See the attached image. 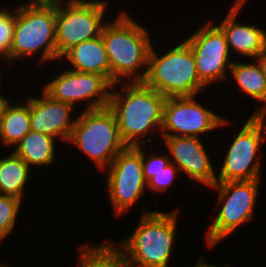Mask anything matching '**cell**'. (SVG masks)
I'll use <instances>...</instances> for the list:
<instances>
[{
	"mask_svg": "<svg viewBox=\"0 0 266 267\" xmlns=\"http://www.w3.org/2000/svg\"><path fill=\"white\" fill-rule=\"evenodd\" d=\"M34 94H30V130L66 145L78 116L77 109L69 103L53 100L43 90L38 93L40 95Z\"/></svg>",
	"mask_w": 266,
	"mask_h": 267,
	"instance_id": "obj_15",
	"label": "cell"
},
{
	"mask_svg": "<svg viewBox=\"0 0 266 267\" xmlns=\"http://www.w3.org/2000/svg\"><path fill=\"white\" fill-rule=\"evenodd\" d=\"M153 146L156 145L149 146L150 150L147 149L148 146H142L143 171H158L164 169L171 163L168 152H165V150L164 152L163 150H161L162 152H159L157 148ZM154 150H156V152Z\"/></svg>",
	"mask_w": 266,
	"mask_h": 267,
	"instance_id": "obj_26",
	"label": "cell"
},
{
	"mask_svg": "<svg viewBox=\"0 0 266 267\" xmlns=\"http://www.w3.org/2000/svg\"><path fill=\"white\" fill-rule=\"evenodd\" d=\"M76 267H129L124 254L105 237L100 243L79 244Z\"/></svg>",
	"mask_w": 266,
	"mask_h": 267,
	"instance_id": "obj_22",
	"label": "cell"
},
{
	"mask_svg": "<svg viewBox=\"0 0 266 267\" xmlns=\"http://www.w3.org/2000/svg\"><path fill=\"white\" fill-rule=\"evenodd\" d=\"M61 0H27L25 3H56Z\"/></svg>",
	"mask_w": 266,
	"mask_h": 267,
	"instance_id": "obj_31",
	"label": "cell"
},
{
	"mask_svg": "<svg viewBox=\"0 0 266 267\" xmlns=\"http://www.w3.org/2000/svg\"><path fill=\"white\" fill-rule=\"evenodd\" d=\"M59 62L70 70L102 75L110 82V65L102 36L72 46Z\"/></svg>",
	"mask_w": 266,
	"mask_h": 267,
	"instance_id": "obj_17",
	"label": "cell"
},
{
	"mask_svg": "<svg viewBox=\"0 0 266 267\" xmlns=\"http://www.w3.org/2000/svg\"><path fill=\"white\" fill-rule=\"evenodd\" d=\"M254 59L257 61L262 73L266 77V48Z\"/></svg>",
	"mask_w": 266,
	"mask_h": 267,
	"instance_id": "obj_28",
	"label": "cell"
},
{
	"mask_svg": "<svg viewBox=\"0 0 266 267\" xmlns=\"http://www.w3.org/2000/svg\"><path fill=\"white\" fill-rule=\"evenodd\" d=\"M0 63H1V60H0ZM5 62L4 61H2V63L0 64L1 66H0V68L2 67V65L4 64ZM5 73H6V71L3 73V71H1V69H0V88L3 86V84H1V83H3V81L5 82V80H3V78H4V76H5ZM3 90H2V88L0 89V93H3L2 92Z\"/></svg>",
	"mask_w": 266,
	"mask_h": 267,
	"instance_id": "obj_32",
	"label": "cell"
},
{
	"mask_svg": "<svg viewBox=\"0 0 266 267\" xmlns=\"http://www.w3.org/2000/svg\"><path fill=\"white\" fill-rule=\"evenodd\" d=\"M198 96L166 98L161 137L204 139L203 136L206 138L210 132H216L214 130H221L222 127L223 132L226 126L232 123L235 125V122L223 116L224 113L219 114L215 109L207 107L205 101L199 100Z\"/></svg>",
	"mask_w": 266,
	"mask_h": 267,
	"instance_id": "obj_12",
	"label": "cell"
},
{
	"mask_svg": "<svg viewBox=\"0 0 266 267\" xmlns=\"http://www.w3.org/2000/svg\"><path fill=\"white\" fill-rule=\"evenodd\" d=\"M23 201L11 195H0V240L3 242L17 230V223Z\"/></svg>",
	"mask_w": 266,
	"mask_h": 267,
	"instance_id": "obj_23",
	"label": "cell"
},
{
	"mask_svg": "<svg viewBox=\"0 0 266 267\" xmlns=\"http://www.w3.org/2000/svg\"><path fill=\"white\" fill-rule=\"evenodd\" d=\"M165 101L163 95L144 82L112 85L108 107L116 117L120 137L126 146L153 145L152 140L157 137L161 141Z\"/></svg>",
	"mask_w": 266,
	"mask_h": 267,
	"instance_id": "obj_1",
	"label": "cell"
},
{
	"mask_svg": "<svg viewBox=\"0 0 266 267\" xmlns=\"http://www.w3.org/2000/svg\"><path fill=\"white\" fill-rule=\"evenodd\" d=\"M180 174V175H179ZM143 176L147 182V190L152 194H164L175 187L181 176L180 170L171 162L167 167L158 171H143ZM164 192V193H163Z\"/></svg>",
	"mask_w": 266,
	"mask_h": 267,
	"instance_id": "obj_24",
	"label": "cell"
},
{
	"mask_svg": "<svg viewBox=\"0 0 266 267\" xmlns=\"http://www.w3.org/2000/svg\"><path fill=\"white\" fill-rule=\"evenodd\" d=\"M119 9L101 33L110 65V83L143 82L153 44L151 30L136 21L130 11Z\"/></svg>",
	"mask_w": 266,
	"mask_h": 267,
	"instance_id": "obj_2",
	"label": "cell"
},
{
	"mask_svg": "<svg viewBox=\"0 0 266 267\" xmlns=\"http://www.w3.org/2000/svg\"><path fill=\"white\" fill-rule=\"evenodd\" d=\"M261 180L226 181L215 183L210 190L215 191L216 202L211 210V222L205 230V245L209 251L231 237L243 225L252 223L257 209V198L262 188ZM216 213V214H215ZM213 217V218H212Z\"/></svg>",
	"mask_w": 266,
	"mask_h": 267,
	"instance_id": "obj_6",
	"label": "cell"
},
{
	"mask_svg": "<svg viewBox=\"0 0 266 267\" xmlns=\"http://www.w3.org/2000/svg\"><path fill=\"white\" fill-rule=\"evenodd\" d=\"M58 144L59 142L51 136L30 130L12 151L33 171L42 170L43 167L46 169L55 165L59 154L57 152L62 147Z\"/></svg>",
	"mask_w": 266,
	"mask_h": 267,
	"instance_id": "obj_19",
	"label": "cell"
},
{
	"mask_svg": "<svg viewBox=\"0 0 266 267\" xmlns=\"http://www.w3.org/2000/svg\"><path fill=\"white\" fill-rule=\"evenodd\" d=\"M203 24V25H202ZM182 38L191 48L195 57L200 80L209 88L225 83L234 59L231 56L222 29L209 18Z\"/></svg>",
	"mask_w": 266,
	"mask_h": 267,
	"instance_id": "obj_13",
	"label": "cell"
},
{
	"mask_svg": "<svg viewBox=\"0 0 266 267\" xmlns=\"http://www.w3.org/2000/svg\"><path fill=\"white\" fill-rule=\"evenodd\" d=\"M0 267H12L11 265H9L8 263H4L0 260Z\"/></svg>",
	"mask_w": 266,
	"mask_h": 267,
	"instance_id": "obj_34",
	"label": "cell"
},
{
	"mask_svg": "<svg viewBox=\"0 0 266 267\" xmlns=\"http://www.w3.org/2000/svg\"><path fill=\"white\" fill-rule=\"evenodd\" d=\"M198 261L197 262H195V264H192V266L191 267H231L229 264L230 263H228V264H224V265H216V264H214V263H210V262H208L207 260L208 259H206L205 258V255H200V258L199 259H197Z\"/></svg>",
	"mask_w": 266,
	"mask_h": 267,
	"instance_id": "obj_27",
	"label": "cell"
},
{
	"mask_svg": "<svg viewBox=\"0 0 266 267\" xmlns=\"http://www.w3.org/2000/svg\"><path fill=\"white\" fill-rule=\"evenodd\" d=\"M165 150L168 152L171 162L180 170L181 175L188 176V181H194L195 186L211 187L216 183V167L211 158V152L205 144L206 139L197 137H161ZM213 161V163H212ZM204 184V185H203Z\"/></svg>",
	"mask_w": 266,
	"mask_h": 267,
	"instance_id": "obj_14",
	"label": "cell"
},
{
	"mask_svg": "<svg viewBox=\"0 0 266 267\" xmlns=\"http://www.w3.org/2000/svg\"><path fill=\"white\" fill-rule=\"evenodd\" d=\"M247 2L250 3V1H248V0H233L230 7L243 9V8H245L244 6L247 5L246 4Z\"/></svg>",
	"mask_w": 266,
	"mask_h": 267,
	"instance_id": "obj_30",
	"label": "cell"
},
{
	"mask_svg": "<svg viewBox=\"0 0 266 267\" xmlns=\"http://www.w3.org/2000/svg\"><path fill=\"white\" fill-rule=\"evenodd\" d=\"M23 99L21 102L18 98V103L10 100L0 119L1 146L10 147L11 150L30 131V91Z\"/></svg>",
	"mask_w": 266,
	"mask_h": 267,
	"instance_id": "obj_20",
	"label": "cell"
},
{
	"mask_svg": "<svg viewBox=\"0 0 266 267\" xmlns=\"http://www.w3.org/2000/svg\"><path fill=\"white\" fill-rule=\"evenodd\" d=\"M102 173L106 176L104 193L117 218L133 210L148 191L143 176L142 146H126Z\"/></svg>",
	"mask_w": 266,
	"mask_h": 267,
	"instance_id": "obj_11",
	"label": "cell"
},
{
	"mask_svg": "<svg viewBox=\"0 0 266 267\" xmlns=\"http://www.w3.org/2000/svg\"><path fill=\"white\" fill-rule=\"evenodd\" d=\"M9 152L4 156L1 153L0 157V195L15 196L24 201L27 186H31V177L36 172L33 173V170L12 150Z\"/></svg>",
	"mask_w": 266,
	"mask_h": 267,
	"instance_id": "obj_21",
	"label": "cell"
},
{
	"mask_svg": "<svg viewBox=\"0 0 266 267\" xmlns=\"http://www.w3.org/2000/svg\"><path fill=\"white\" fill-rule=\"evenodd\" d=\"M259 117L265 122L266 124V108L259 114Z\"/></svg>",
	"mask_w": 266,
	"mask_h": 267,
	"instance_id": "obj_33",
	"label": "cell"
},
{
	"mask_svg": "<svg viewBox=\"0 0 266 267\" xmlns=\"http://www.w3.org/2000/svg\"><path fill=\"white\" fill-rule=\"evenodd\" d=\"M108 1L110 0L56 2L55 43L59 57L72 46L101 36L104 25L111 18L107 12L110 9Z\"/></svg>",
	"mask_w": 266,
	"mask_h": 267,
	"instance_id": "obj_9",
	"label": "cell"
},
{
	"mask_svg": "<svg viewBox=\"0 0 266 267\" xmlns=\"http://www.w3.org/2000/svg\"><path fill=\"white\" fill-rule=\"evenodd\" d=\"M59 63L57 67L61 69L55 68L54 64L49 66L52 67V76L49 81L46 80L47 82H39L43 83L40 88L36 86L39 91L43 90L53 100L69 103L77 109L80 105L85 106L79 107V111L104 108L109 105L112 84L104 76L70 70ZM53 65L56 71L53 70Z\"/></svg>",
	"mask_w": 266,
	"mask_h": 267,
	"instance_id": "obj_10",
	"label": "cell"
},
{
	"mask_svg": "<svg viewBox=\"0 0 266 267\" xmlns=\"http://www.w3.org/2000/svg\"><path fill=\"white\" fill-rule=\"evenodd\" d=\"M15 28V4L0 7V60L10 67V48Z\"/></svg>",
	"mask_w": 266,
	"mask_h": 267,
	"instance_id": "obj_25",
	"label": "cell"
},
{
	"mask_svg": "<svg viewBox=\"0 0 266 267\" xmlns=\"http://www.w3.org/2000/svg\"><path fill=\"white\" fill-rule=\"evenodd\" d=\"M71 136L66 145L85 154L103 172L126 145L122 141L116 117L107 106L104 108L80 110ZM72 144V145H71Z\"/></svg>",
	"mask_w": 266,
	"mask_h": 267,
	"instance_id": "obj_7",
	"label": "cell"
},
{
	"mask_svg": "<svg viewBox=\"0 0 266 267\" xmlns=\"http://www.w3.org/2000/svg\"><path fill=\"white\" fill-rule=\"evenodd\" d=\"M229 80L240 89L239 93L244 94L243 98L246 96L249 100L251 98L253 102H256V109L250 115L259 116L266 108V77L257 61L255 59H244V61L234 59L226 83H229Z\"/></svg>",
	"mask_w": 266,
	"mask_h": 267,
	"instance_id": "obj_18",
	"label": "cell"
},
{
	"mask_svg": "<svg viewBox=\"0 0 266 267\" xmlns=\"http://www.w3.org/2000/svg\"><path fill=\"white\" fill-rule=\"evenodd\" d=\"M247 119L238 130L233 131L229 146L219 168L216 169V183L226 181L262 180V146L266 141V124L257 115ZM249 117V118H248ZM238 131V132H237ZM234 137V138H233ZM227 147V148H226Z\"/></svg>",
	"mask_w": 266,
	"mask_h": 267,
	"instance_id": "obj_8",
	"label": "cell"
},
{
	"mask_svg": "<svg viewBox=\"0 0 266 267\" xmlns=\"http://www.w3.org/2000/svg\"><path fill=\"white\" fill-rule=\"evenodd\" d=\"M176 40L158 51L153 42L143 82L165 98L205 95L209 88L198 76L193 51L182 38Z\"/></svg>",
	"mask_w": 266,
	"mask_h": 267,
	"instance_id": "obj_5",
	"label": "cell"
},
{
	"mask_svg": "<svg viewBox=\"0 0 266 267\" xmlns=\"http://www.w3.org/2000/svg\"><path fill=\"white\" fill-rule=\"evenodd\" d=\"M179 208V209H178ZM143 209L132 234L112 243L124 254L129 267H170L174 258L181 207L172 211ZM180 212V213H179ZM117 243V244H116Z\"/></svg>",
	"mask_w": 266,
	"mask_h": 267,
	"instance_id": "obj_3",
	"label": "cell"
},
{
	"mask_svg": "<svg viewBox=\"0 0 266 267\" xmlns=\"http://www.w3.org/2000/svg\"><path fill=\"white\" fill-rule=\"evenodd\" d=\"M4 94V96H3ZM9 93H0V119L3 115L4 109L6 107V105L9 103L10 100H12V97L9 96ZM11 98V99H10Z\"/></svg>",
	"mask_w": 266,
	"mask_h": 267,
	"instance_id": "obj_29",
	"label": "cell"
},
{
	"mask_svg": "<svg viewBox=\"0 0 266 267\" xmlns=\"http://www.w3.org/2000/svg\"><path fill=\"white\" fill-rule=\"evenodd\" d=\"M20 3L15 5V28L10 48V67L36 59V66L57 64L55 27L56 3ZM30 58V59H29ZM14 62V64H13ZM12 63V64H11ZM16 64V65H15Z\"/></svg>",
	"mask_w": 266,
	"mask_h": 267,
	"instance_id": "obj_4",
	"label": "cell"
},
{
	"mask_svg": "<svg viewBox=\"0 0 266 267\" xmlns=\"http://www.w3.org/2000/svg\"><path fill=\"white\" fill-rule=\"evenodd\" d=\"M241 11L240 8L229 7L226 16H222L216 24L224 32L229 52L234 59H254L266 48V30L259 24L240 22L238 15H241Z\"/></svg>",
	"mask_w": 266,
	"mask_h": 267,
	"instance_id": "obj_16",
	"label": "cell"
}]
</instances>
